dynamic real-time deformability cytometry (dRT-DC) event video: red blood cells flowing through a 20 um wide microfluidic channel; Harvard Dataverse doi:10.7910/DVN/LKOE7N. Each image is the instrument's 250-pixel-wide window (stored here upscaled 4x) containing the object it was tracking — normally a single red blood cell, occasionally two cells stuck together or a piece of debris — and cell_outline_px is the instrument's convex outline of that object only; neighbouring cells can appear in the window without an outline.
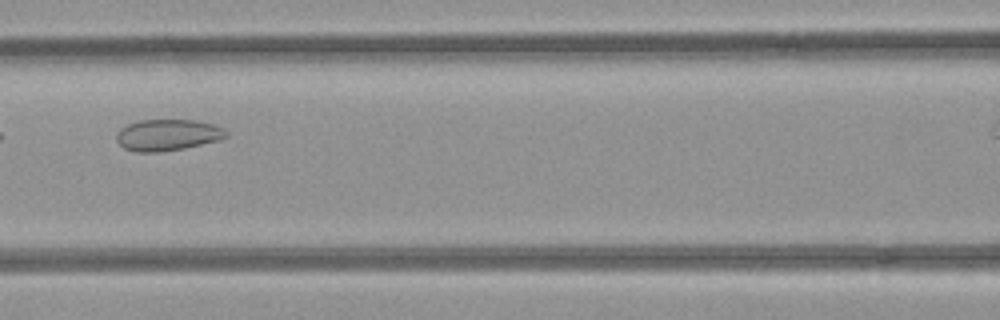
{"species": "common noctule bat (a hibernating species)", "species_latin": "Nyctalus noctula", "temperature_condition": "room temperature", "stored_images_in_passage": 4, "segment_of_instrument_passage": [1, 2], "camera_frame_rate_fps": 3000, "um_per_image_px": 0.085, "animal": {"sex": "female", "body_mass_g": 21.9}, "frame": {"image": 1, "passage_image": 3, "time_ms": 0.667, "image_size_px": [1000, 320], "cell_outline_px": [[228, 136], [220, 140], [184, 148], [160, 152], [136, 152], [124, 148], [116, 140], [116, 132], [120, 128], [128, 124], [140, 120], [196, 120], [212, 124], [228, 132]], "centroid_in_image_um": [14.22, 11.47], "position_along_channel_um": 152.4, "area_um2": 20.06}}